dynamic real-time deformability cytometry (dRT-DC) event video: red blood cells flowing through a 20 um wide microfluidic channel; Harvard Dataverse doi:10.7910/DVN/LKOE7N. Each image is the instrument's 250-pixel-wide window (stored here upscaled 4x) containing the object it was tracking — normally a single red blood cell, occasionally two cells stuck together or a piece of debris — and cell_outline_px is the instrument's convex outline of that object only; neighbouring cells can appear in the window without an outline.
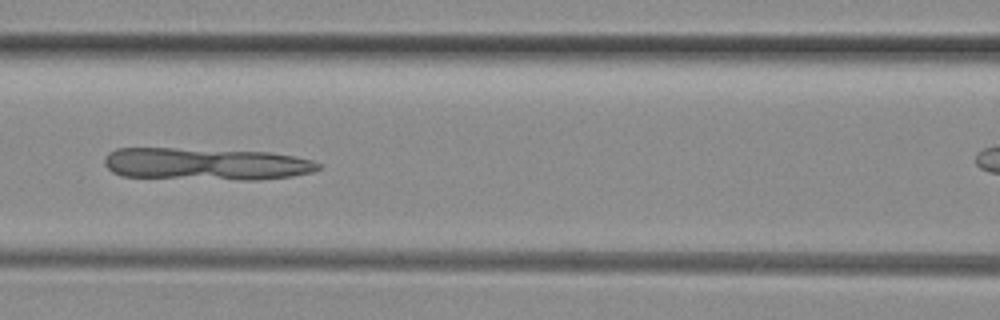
{"species": "common noctule bat (a hibernating species)", "species_latin": "Nyctalus noctula", "temperature_condition": "room temperature", "stored_images_in_passage": 11, "camera_frame_rate_fps": 3000, "um_per_image_px": 0.085, "animal": {"sex": "female", "body_mass_g": 29.2, "forearm_length_mm": 56.3}, "frame": {"image": 1, "passage_image": 9, "time_ms": 2.667, "image_size_px": [1000, 320], "cell_outline_px": [[320, 168], [312, 172], [292, 176], [260, 180], [240, 180], [120, 176], [112, 172], [104, 164], [104, 160], [108, 152], [116, 148], [176, 148], [268, 152], [296, 156], [312, 160], [320, 164]], "centroid_in_image_um": [17.49, 13.94], "position_along_channel_um": 149.1, "area_um2": 40.4}}